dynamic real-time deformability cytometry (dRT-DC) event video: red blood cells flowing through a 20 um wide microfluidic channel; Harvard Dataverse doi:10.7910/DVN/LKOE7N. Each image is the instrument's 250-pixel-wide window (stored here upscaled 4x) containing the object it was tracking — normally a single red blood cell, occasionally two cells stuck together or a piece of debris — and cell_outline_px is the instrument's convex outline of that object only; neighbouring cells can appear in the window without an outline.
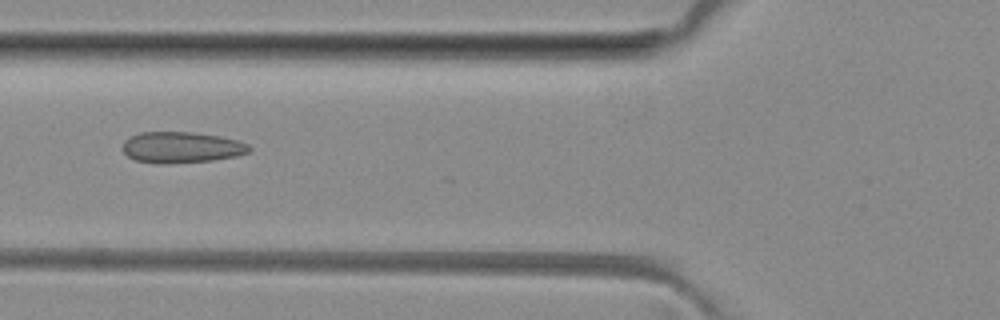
{"species": "common noctule bat (a hibernating species)", "species_latin": "Nyctalus noctula", "temperature_condition": "room temperature", "stored_images_in_passage": 6, "camera_frame_rate_fps": 3000, "um_per_image_px": 0.085, "animal": {"sex": "female", "body_mass_g": 29.2, "forearm_length_mm": 56.3}, "frame": {"image": 1, "passage_image": 5, "time_ms": 4.667, "image_size_px": [1000, 320], "cell_outline_px": [[252, 148], [248, 152], [236, 156], [212, 160], [164, 164], [156, 164], [136, 160], [128, 156], [120, 148], [124, 140], [140, 132], [192, 132], [220, 136], [236, 140], [248, 144]], "centroid_in_image_um": [15.39, 12.53], "position_along_channel_um": 110.4, "area_um2": 23.0}}